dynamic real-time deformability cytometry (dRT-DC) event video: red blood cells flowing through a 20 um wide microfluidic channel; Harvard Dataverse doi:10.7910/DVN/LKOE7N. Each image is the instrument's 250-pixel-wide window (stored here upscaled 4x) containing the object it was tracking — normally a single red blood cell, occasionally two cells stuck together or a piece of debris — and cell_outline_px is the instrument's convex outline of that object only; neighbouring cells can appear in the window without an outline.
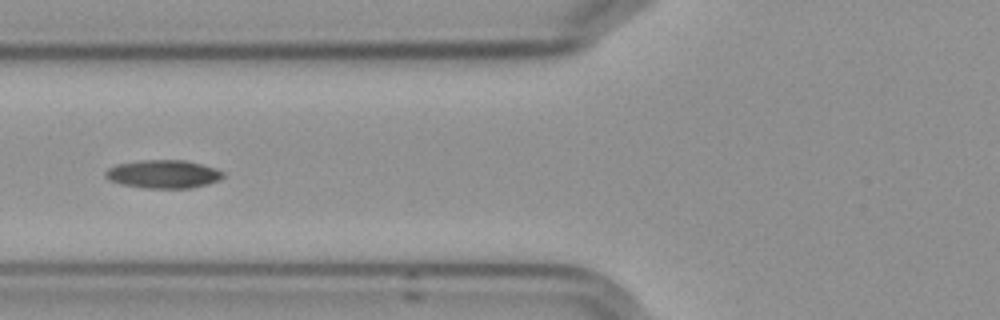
{"species": "Egyptian fruit bat (a non-hibernating species)", "species_latin": "Rousettus aegyptiacus", "temperature_condition": "cold", "stored_images_in_passage": 7, "camera_frame_rate_fps": 3000, "um_per_image_px": 0.085, "frame": {"image": 1, "passage_image": 6, "time_ms": 5.667, "image_size_px": [1000, 320], "cell_outline_px": [[224, 176], [208, 184], [188, 188], [148, 188], [120, 184], [108, 180], [104, 176], [104, 172], [108, 168], [116, 164], [140, 160], [184, 160], [216, 168], [224, 172]], "centroid_in_image_um": [13.83, 14.79], "position_along_channel_um": 112.0, "area_um2": 19.36}}